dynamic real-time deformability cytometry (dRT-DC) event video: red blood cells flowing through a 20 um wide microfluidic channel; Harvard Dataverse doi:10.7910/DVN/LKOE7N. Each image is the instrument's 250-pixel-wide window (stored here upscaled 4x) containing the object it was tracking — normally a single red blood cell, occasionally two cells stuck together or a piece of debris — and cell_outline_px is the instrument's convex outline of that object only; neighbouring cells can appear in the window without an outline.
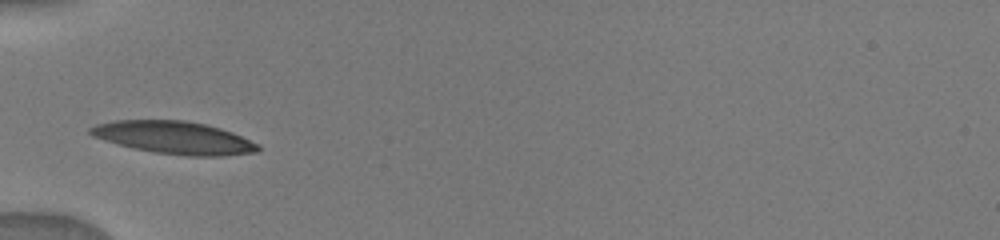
{"species": "human", "species_latin": "Homo sapiens", "temperature_condition": "warm", "stored_images_in_passage": 9, "camera_frame_rate_fps": 3000, "um_per_image_px": 0.085, "donor": {"sex": "male"}, "frame": {"image": 1, "passage_image": 1, "time_ms": 0.0, "image_size_px": [1000, 240], "cell_outline_px": [[260, 148], [256, 152], [220, 156], [188, 156], [156, 152], [132, 148], [92, 136], [88, 132], [88, 128], [96, 124], [116, 120], [184, 120], [204, 124], [220, 128], [232, 132], [260, 144]], "centroid_in_image_um": [14.8, 11.69], "position_along_channel_um": 70.2, "area_um2": 31.73}}
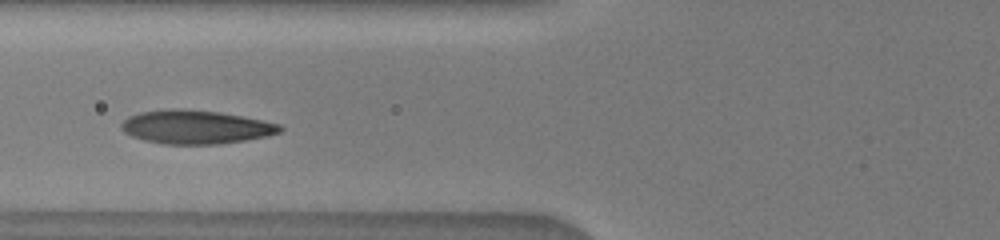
{"frame": {"image": 2, "passage_image": 3, "time_ms": 1.0, "image_size_px": [1000, 240], "cell_outline_px": [[284, 128], [280, 132], [268, 136], [220, 144], [164, 144], [144, 140], [132, 136], [124, 132], [120, 128], [120, 124], [128, 116], [140, 112], [164, 108], [180, 108], [220, 112], [280, 124]], "centroid_in_image_um": [16.6, 10.79], "position_along_channel_um": 109.2, "area_um2": 31.21}}